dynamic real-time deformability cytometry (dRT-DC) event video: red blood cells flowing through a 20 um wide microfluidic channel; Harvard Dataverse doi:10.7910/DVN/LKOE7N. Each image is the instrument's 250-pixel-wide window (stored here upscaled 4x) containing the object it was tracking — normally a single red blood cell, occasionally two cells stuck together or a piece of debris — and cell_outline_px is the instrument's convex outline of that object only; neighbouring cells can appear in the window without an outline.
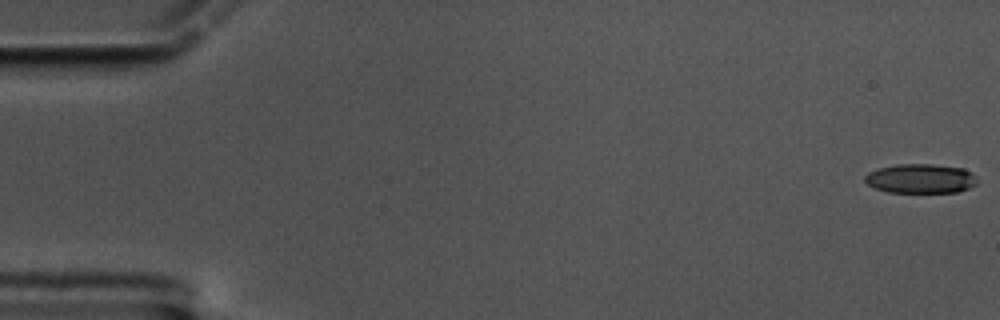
{"species": "common noctule bat (a hibernating species)", "species_latin": "Nyctalus noctula", "temperature_condition": "cold", "stored_images_in_passage": 10, "camera_frame_rate_fps": 3000, "um_per_image_px": 0.085, "animal": {"sex": "male", "body_mass_g": 17.5, "forearm_length_mm": 52.3}, "frame": {"image": 1, "passage_image": 1, "time_ms": 0.0, "image_size_px": [1000, 320], "cell_outline_px": [[976, 184], [968, 188], [956, 192], [888, 192], [876, 188], [868, 184], [864, 180], [864, 176], [868, 172], [876, 168], [896, 164], [932, 164], [964, 168], [972, 172], [976, 176]], "centroid_in_image_um": [78.24, 15.16], "position_along_channel_um": 6.8, "area_um2": 19.31}}